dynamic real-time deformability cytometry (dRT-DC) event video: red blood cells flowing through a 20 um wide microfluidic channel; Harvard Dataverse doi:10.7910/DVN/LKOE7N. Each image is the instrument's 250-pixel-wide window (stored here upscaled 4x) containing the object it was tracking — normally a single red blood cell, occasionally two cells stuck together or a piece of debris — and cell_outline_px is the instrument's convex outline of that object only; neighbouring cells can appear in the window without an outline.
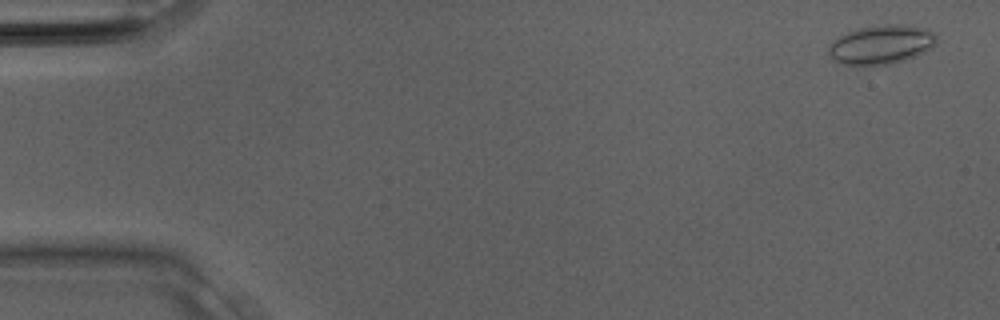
{"species": "Egyptian fruit bat (a non-hibernating species)", "species_latin": "Rousettus aegyptiacus", "temperature_condition": "room temperature", "stored_images_in_passage": 32, "camera_frame_rate_fps": 3000, "um_per_image_px": 0.085, "animal": {"sex": "male"}, "frame": {"image": 1, "passage_image": 2, "time_ms": 0.333, "image_size_px": [1000, 320], "cell_outline_px": [[936, 44], [932, 48], [916, 56], [904, 60], [888, 64], [840, 64], [832, 60], [828, 56], [828, 48], [840, 36], [848, 32], [860, 28], [884, 24], [900, 24], [928, 28], [936, 32]], "centroid_in_image_um": [74.95, 3.78], "position_along_channel_um": 10.0, "area_um2": 24.51}}
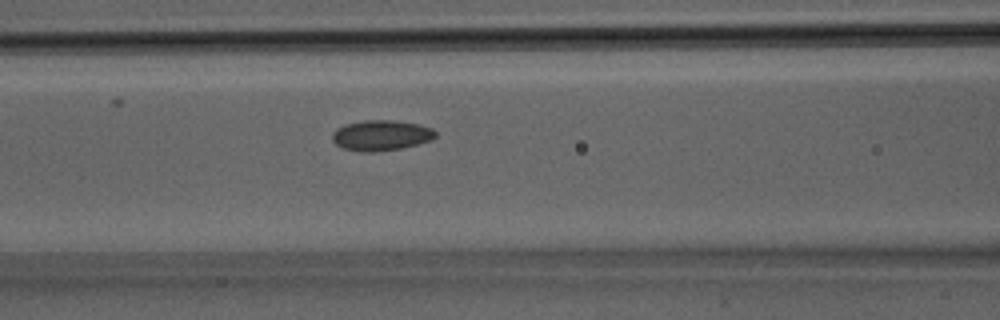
{"frame": {"image": 2, "passage_image": 14, "time_ms": 4.333, "image_size_px": [1000, 320], "cell_outline_px": [[436, 136], [428, 140], [416, 144], [400, 148], [376, 152], [360, 152], [344, 148], [336, 144], [332, 140], [332, 132], [336, 128], [344, 124], [364, 120], [392, 120], [420, 124], [432, 128], [436, 132]], "centroid_in_image_um": [32.35, 11.49], "position_along_channel_um": 134.2, "area_um2": 18.32}}
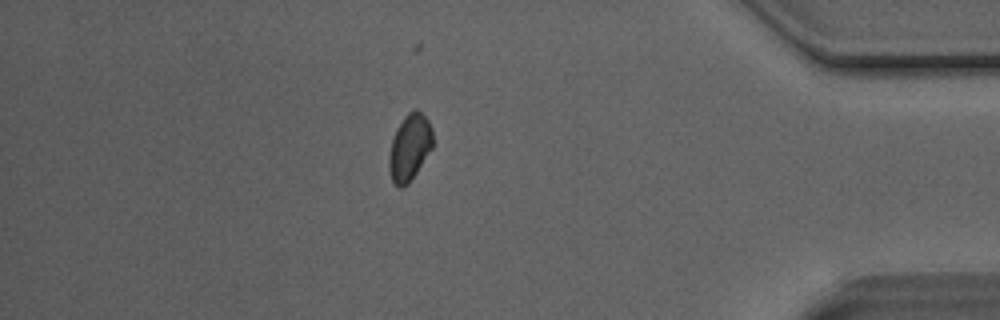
{"frame": {"image": 3, "passage_image": 28, "time_ms": 9.0, "image_size_px": [1000, 320], "cell_outline_px": [[432, 148], [408, 184], [400, 188], [396, 188], [392, 180], [388, 168], [388, 156], [392, 140], [396, 128], [404, 116], [412, 108], [416, 108], [428, 120], [432, 128]], "centroid_in_image_um": [34.79, 12.52], "position_along_channel_um": 400.4, "area_um2": 17.05}}